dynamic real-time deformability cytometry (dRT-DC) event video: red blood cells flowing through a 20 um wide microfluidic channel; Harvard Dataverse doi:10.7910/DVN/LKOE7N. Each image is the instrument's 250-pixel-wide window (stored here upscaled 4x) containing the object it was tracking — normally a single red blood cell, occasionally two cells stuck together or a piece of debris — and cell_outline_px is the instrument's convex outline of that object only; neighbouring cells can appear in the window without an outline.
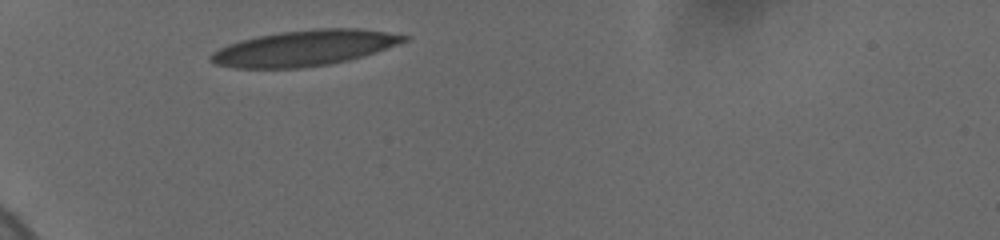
{"species": "human", "species_latin": "Homo sapiens", "temperature_condition": "cold", "stored_images_in_passage": 3, "camera_frame_rate_fps": 3000, "um_per_image_px": 0.085, "donor": {"sex": "female"}, "frame": {"image": 1, "passage_image": 1, "time_ms": 0.0, "image_size_px": [1000, 240], "cell_outline_px": [[408, 40], [376, 52], [348, 60], [332, 64], [300, 68], [232, 68], [216, 64], [208, 60], [208, 56], [212, 52], [228, 44], [240, 40], [280, 32], [316, 28], [360, 28], [408, 36]], "centroid_in_image_um": [25.83, 4.09], "position_along_channel_um": 59.2, "area_um2": 40.06}}